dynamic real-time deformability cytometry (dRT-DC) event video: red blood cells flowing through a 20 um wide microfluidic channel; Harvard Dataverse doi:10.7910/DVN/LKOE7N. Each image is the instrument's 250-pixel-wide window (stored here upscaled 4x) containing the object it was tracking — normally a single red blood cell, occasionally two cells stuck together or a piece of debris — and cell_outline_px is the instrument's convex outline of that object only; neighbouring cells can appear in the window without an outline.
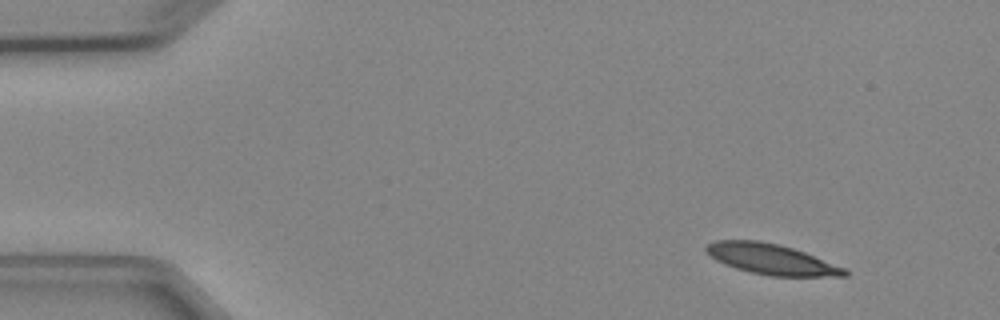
{"species": "Egyptian fruit bat (a non-hibernating species)", "species_latin": "Rousettus aegyptiacus", "temperature_condition": "cold", "stored_images_in_passage": 3, "camera_frame_rate_fps": 3000, "um_per_image_px": 0.085, "animal": {"sex": "female"}, "frame": {"image": 1, "passage_image": 1, "time_ms": 0.0, "image_size_px": [1000, 320], "cell_outline_px": [[848, 276], [768, 276], [736, 268], [724, 264], [716, 260], [704, 248], [708, 244], [716, 240], [760, 240], [780, 244], [804, 252], [844, 268], [848, 272]], "centroid_in_image_um": [65.55, 22.02], "position_along_channel_um": 19.5, "area_um2": 24.33}}